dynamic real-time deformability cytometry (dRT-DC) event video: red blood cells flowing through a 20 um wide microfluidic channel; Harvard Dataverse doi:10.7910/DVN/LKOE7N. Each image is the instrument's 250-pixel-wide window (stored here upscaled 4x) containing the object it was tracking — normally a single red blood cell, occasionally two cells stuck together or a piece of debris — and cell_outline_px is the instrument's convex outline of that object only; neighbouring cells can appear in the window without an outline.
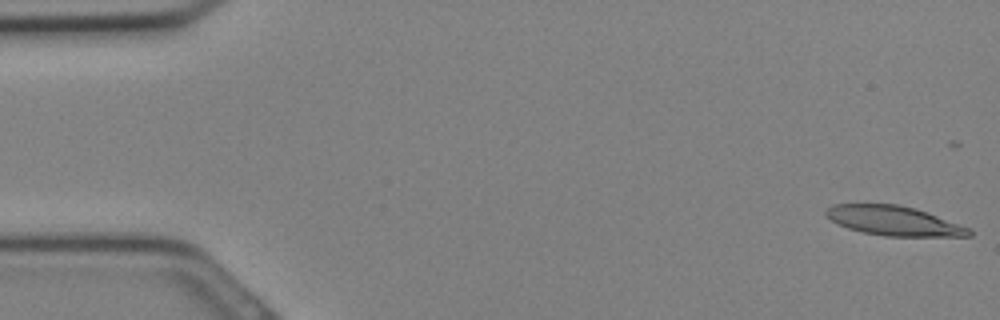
{"species": "Egyptian fruit bat (a non-hibernating species)", "species_latin": "Rousettus aegyptiacus", "temperature_condition": "cold", "stored_images_in_passage": 17, "camera_frame_rate_fps": 3000, "um_per_image_px": 0.085, "animal": {"sex": "female"}, "frame": {"image": 1, "passage_image": 1, "time_ms": 0.0, "image_size_px": [1000, 320], "cell_outline_px": [[972, 236], [884, 236], [864, 232], [848, 228], [832, 220], [824, 212], [832, 204], [896, 204], [916, 208], [928, 212], [972, 228]], "centroid_in_image_um": [76.05, 18.76], "position_along_channel_um": 9.0, "area_um2": 24.57}}
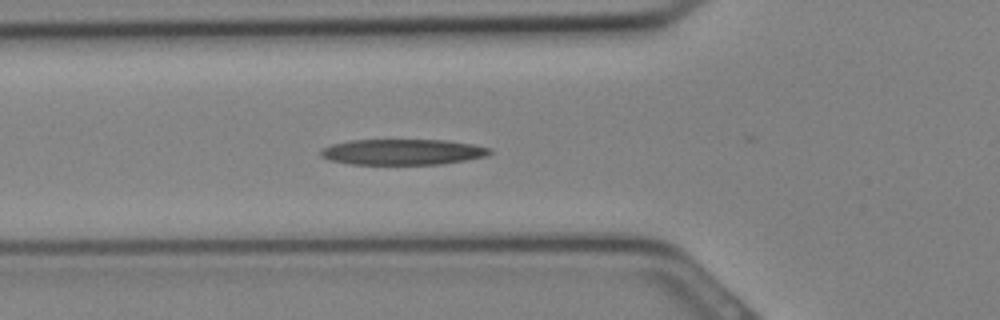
{"frame": {"image": 2, "passage_image": 11, "time_ms": 3.333, "image_size_px": [1000, 320], "cell_outline_px": [[492, 152], [488, 156], [440, 164], [352, 164], [332, 160], [320, 156], [320, 152], [324, 148], [332, 144], [348, 140], [444, 140], [472, 144], [488, 148]], "centroid_in_image_um": [34.22, 12.91], "position_along_channel_um": 91.6, "area_um2": 25.09}}
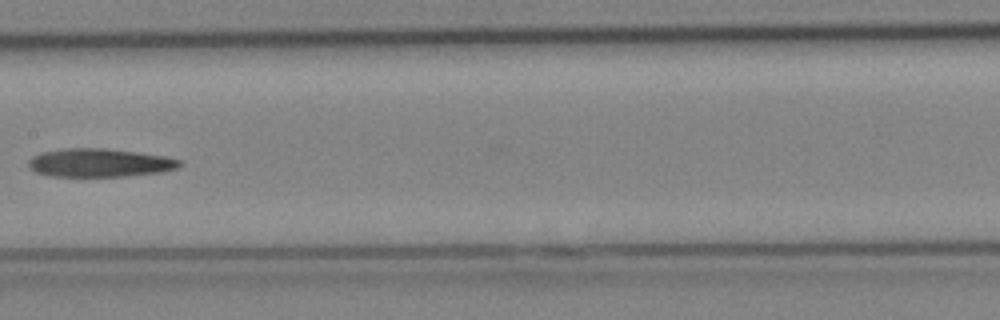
{"frame": {"image": 3, "passage_image": 16, "time_ms": 5.0, "image_size_px": [1000, 320], "cell_outline_px": [[184, 164], [180, 168], [160, 172], [124, 176], [52, 176], [36, 172], [28, 164], [28, 160], [32, 156], [40, 152], [64, 148], [104, 148], [136, 152], [164, 156], [180, 160]], "centroid_in_image_um": [8.48, 13.83], "position_along_channel_um": 198.9, "area_um2": 24.97}}